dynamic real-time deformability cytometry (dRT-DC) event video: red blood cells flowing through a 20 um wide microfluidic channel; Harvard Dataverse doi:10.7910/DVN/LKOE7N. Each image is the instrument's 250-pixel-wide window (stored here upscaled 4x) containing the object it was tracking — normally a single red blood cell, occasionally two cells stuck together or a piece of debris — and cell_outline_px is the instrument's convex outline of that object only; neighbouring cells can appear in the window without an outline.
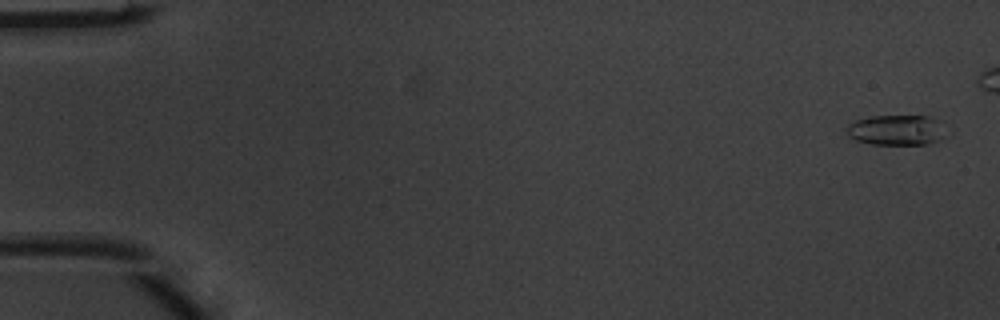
{"species": "common noctule bat (a hibernating species)", "species_latin": "Nyctalus noctula", "temperature_condition": "warm", "stored_images_in_passage": 6, "camera_frame_rate_fps": 3000, "um_per_image_px": 0.085, "animal": {"sex": "male", "body_mass_g": 20.1, "forearm_length_mm": 53.5}, "frame": {"image": 1, "passage_image": 1, "time_ms": 0.0, "image_size_px": [1000, 320], "cell_outline_px": [[944, 136], [928, 144], [872, 144], [856, 140], [848, 136], [848, 124], [856, 120], [872, 116], [928, 116], [936, 120]], "centroid_in_image_um": [76.12, 11.06], "position_along_channel_um": 8.9, "area_um2": 16.99}}